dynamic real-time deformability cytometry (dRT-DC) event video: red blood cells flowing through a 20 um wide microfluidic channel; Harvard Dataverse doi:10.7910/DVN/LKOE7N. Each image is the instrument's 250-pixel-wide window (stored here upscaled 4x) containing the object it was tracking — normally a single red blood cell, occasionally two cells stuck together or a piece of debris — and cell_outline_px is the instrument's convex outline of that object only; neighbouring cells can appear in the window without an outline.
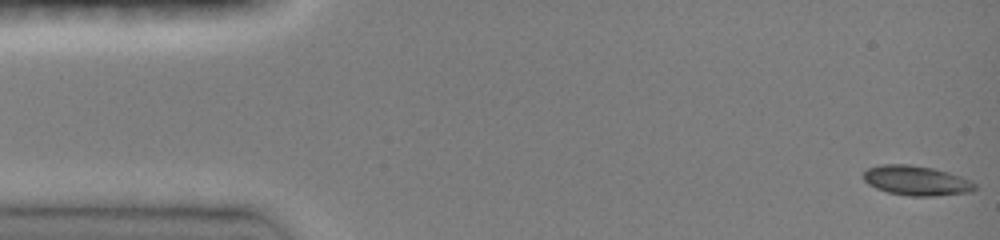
{"species": "common noctule bat (a hibernating species)", "species_latin": "Nyctalus noctula", "temperature_condition": "room temperature", "stored_images_in_passage": 47, "camera_frame_rate_fps": 3000, "um_per_image_px": 0.085, "animal": {"sex": "female", "body_mass_g": 19.0, "forearm_length_mm": 51.5}, "frame": {"image": 1, "passage_image": 1, "time_ms": 0.0, "image_size_px": [1000, 240], "cell_outline_px": [[976, 188], [972, 192], [936, 196], [908, 196], [888, 192], [876, 188], [868, 184], [864, 180], [864, 172], [868, 168], [880, 164], [908, 164], [932, 168], [948, 172], [972, 180], [976, 184]], "centroid_in_image_um": [77.91, 15.35], "position_along_channel_um": 7.1, "area_um2": 19.42}}
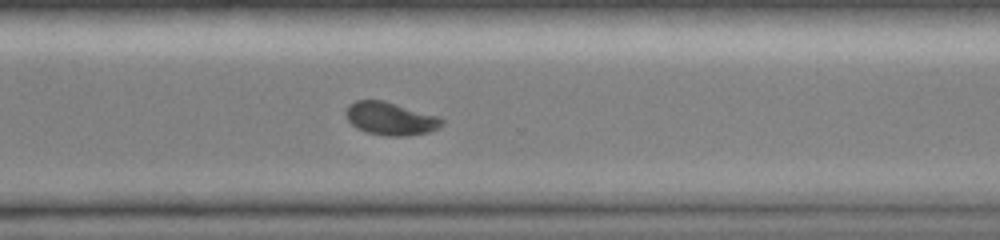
{"frame": {"image": 2, "passage_image": 34, "time_ms": 11.0, "image_size_px": [1000, 240], "cell_outline_px": [[444, 120], [436, 128], [428, 132], [408, 136], [388, 136], [368, 132], [356, 128], [348, 120], [344, 112], [348, 104], [356, 100], [384, 100], [440, 116]], "centroid_in_image_um": [33.16, 10.06], "position_along_channel_um": 337.4, "area_um2": 18.5}}
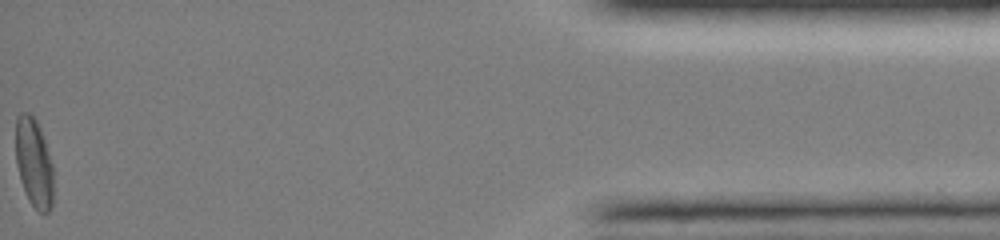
{"frame": {"image": 3, "passage_image": 47, "time_ms": 15.333, "image_size_px": [1000, 240], "cell_outline_px": [[52, 204], [48, 212], [36, 212], [20, 180], [16, 164], [16, 116], [20, 112], [28, 112], [36, 120], [40, 128], [52, 164]], "centroid_in_image_um": [2.86, 13.81], "position_along_channel_um": 432.3, "area_um2": 19.31}, "authors_computed_cell_mechanics": {"area_um2": 18.8428, "velocity_mm_per_s": 4.1024, "shape_relaxation_time_tau1_ms": 4.0898, "shape_relaxation_time_tau2_ms": null, "deformation_change_tau1": 0.1233, "deformation_change_tau2": null}}